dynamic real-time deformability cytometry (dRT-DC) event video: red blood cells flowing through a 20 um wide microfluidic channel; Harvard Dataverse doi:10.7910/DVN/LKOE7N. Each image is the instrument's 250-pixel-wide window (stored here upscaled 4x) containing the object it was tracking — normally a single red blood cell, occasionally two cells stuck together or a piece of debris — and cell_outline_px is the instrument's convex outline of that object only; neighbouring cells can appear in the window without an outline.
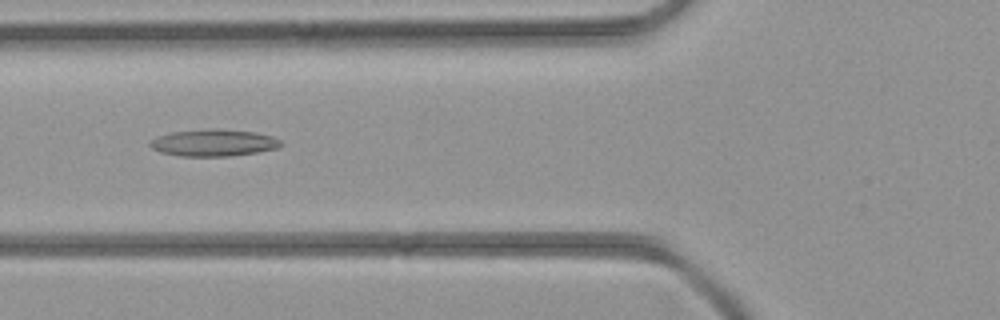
{"species": "common noctule bat (a hibernating species)", "species_latin": "Nyctalus noctula", "temperature_condition": "room temperature", "stored_images_in_passage": 27, "camera_frame_rate_fps": 3000, "um_per_image_px": 0.085, "animal": {"sex": "female", "body_mass_g": 21.9}, "frame": {"image": 1, "passage_image": 5, "time_ms": 1.333, "image_size_px": [1000, 320], "cell_outline_px": [[284, 144], [276, 148], [256, 152], [228, 156], [180, 156], [160, 152], [152, 148], [148, 144], [156, 136], [172, 132], [212, 128], [216, 128], [256, 132], [272, 136], [280, 140]], "centroid_in_image_um": [18.15, 12.13], "position_along_channel_um": 107.7, "area_um2": 20.52}}
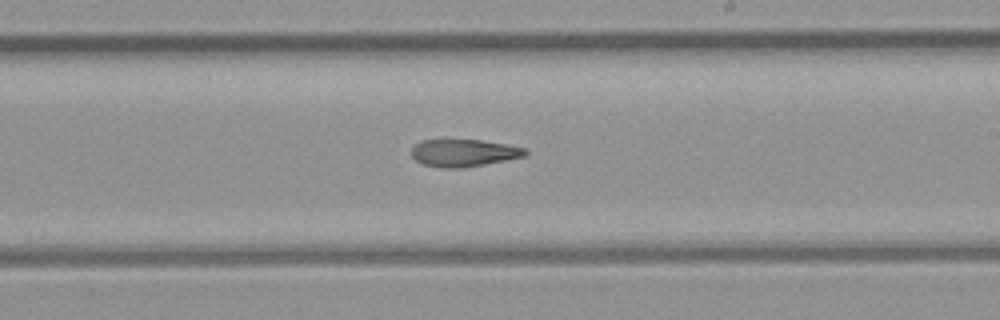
{"frame": {"image": 2, "passage_image": 14, "time_ms": 4.333, "image_size_px": [1000, 320], "cell_outline_px": [[528, 152], [524, 156], [484, 164], [460, 168], [440, 168], [424, 164], [416, 160], [412, 156], [412, 148], [416, 144], [424, 140], [480, 140], [508, 144], [528, 148]], "centroid_in_image_um": [39.45, 12.99], "position_along_channel_um": 249.6, "area_um2": 17.98}}
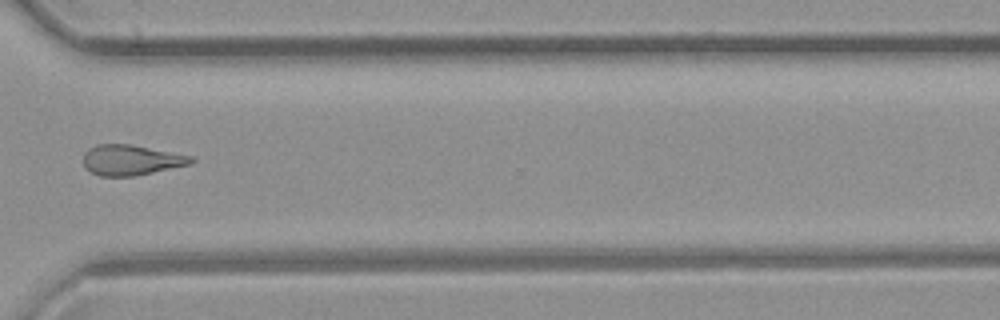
{"frame": {"image": 3, "passage_image": 21, "time_ms": 6.667, "image_size_px": [1000, 320], "cell_outline_px": [[196, 160], [192, 164], [132, 176], [100, 176], [84, 168], [84, 152], [88, 148], [96, 144], [128, 144], [192, 156]], "centroid_in_image_um": [11.12, 13.6], "position_along_channel_um": 359.5, "area_um2": 18.96}}